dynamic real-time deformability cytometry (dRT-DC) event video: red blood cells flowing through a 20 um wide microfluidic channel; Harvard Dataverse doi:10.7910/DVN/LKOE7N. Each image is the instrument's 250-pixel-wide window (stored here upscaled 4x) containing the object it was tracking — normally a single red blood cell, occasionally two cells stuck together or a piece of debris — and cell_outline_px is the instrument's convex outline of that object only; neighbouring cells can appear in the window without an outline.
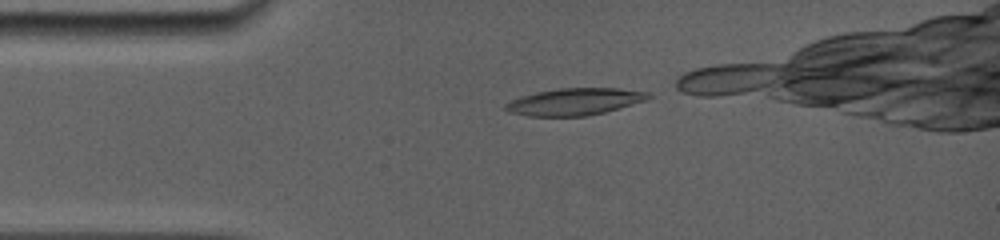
{"species": "common noctule bat (a hibernating species)", "species_latin": "Nyctalus noctula", "temperature_condition": "room temperature", "stored_images_in_passage": 6, "segment_of_instrument_passage": [1, 2], "camera_frame_rate_fps": 5000, "um_per_image_px": 0.085, "animal": {"sex": "female", "body_mass_g": 19.0, "forearm_length_mm": 56.7}, "frame": {"image": 1, "passage_image": 1, "time_ms": 0.0, "image_size_px": [1000, 240], "cell_outline_px": [[656, 96], [648, 100], [604, 112], [584, 116], [528, 116], [508, 112], [504, 108], [504, 104], [512, 100], [536, 92], [560, 88], [620, 88], [648, 92]], "centroid_in_image_um": [48.9, 8.64], "position_along_channel_um": 36.1, "area_um2": 22.48}}
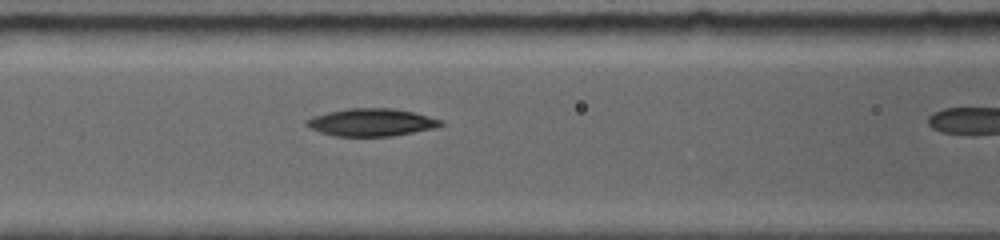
{"frame": {"image": 2, "passage_image": 5, "time_ms": 3.2, "image_size_px": [1000, 240], "cell_outline_px": [[444, 124], [436, 128], [392, 136], [332, 136], [308, 128], [304, 124], [304, 120], [312, 116], [328, 112], [348, 108], [392, 108], [416, 112], [444, 120]], "centroid_in_image_um": [31.57, 10.39], "position_along_channel_um": 135.0, "area_um2": 21.96}}